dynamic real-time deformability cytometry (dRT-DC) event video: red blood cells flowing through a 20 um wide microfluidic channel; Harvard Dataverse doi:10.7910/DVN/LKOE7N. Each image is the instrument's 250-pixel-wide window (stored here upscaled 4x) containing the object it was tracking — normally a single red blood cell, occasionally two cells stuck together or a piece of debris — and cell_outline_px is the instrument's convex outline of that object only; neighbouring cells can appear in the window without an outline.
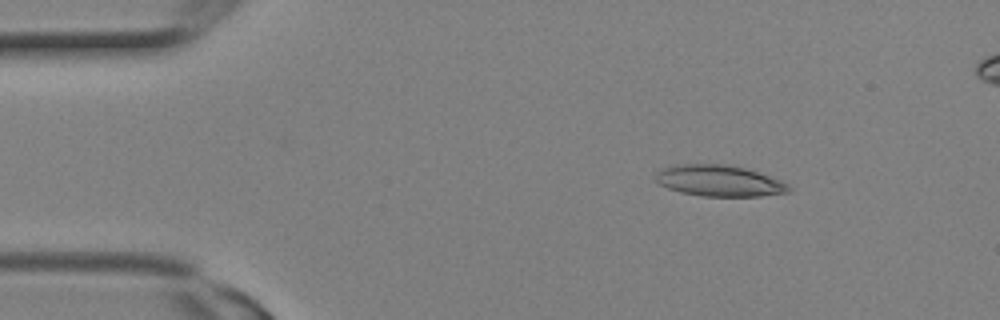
{"species": "Egyptian fruit bat (a non-hibernating species)", "species_latin": "Rousettus aegyptiacus", "temperature_condition": "room temperature", "stored_images_in_passage": 4, "camera_frame_rate_fps": 3000, "um_per_image_px": 0.085, "animal": {"sex": "female"}, "frame": {"image": 1, "passage_image": 2, "time_ms": 0.333, "image_size_px": [1000, 320], "cell_outline_px": [[792, 188], [788, 192], [760, 196], [700, 196], [680, 192], [668, 188], [660, 184], [656, 180], [656, 172], [660, 168], [676, 164], [724, 164], [744, 168], [780, 180], [788, 184]], "centroid_in_image_um": [61.09, 15.36], "position_along_channel_um": 23.9, "area_um2": 24.1}}